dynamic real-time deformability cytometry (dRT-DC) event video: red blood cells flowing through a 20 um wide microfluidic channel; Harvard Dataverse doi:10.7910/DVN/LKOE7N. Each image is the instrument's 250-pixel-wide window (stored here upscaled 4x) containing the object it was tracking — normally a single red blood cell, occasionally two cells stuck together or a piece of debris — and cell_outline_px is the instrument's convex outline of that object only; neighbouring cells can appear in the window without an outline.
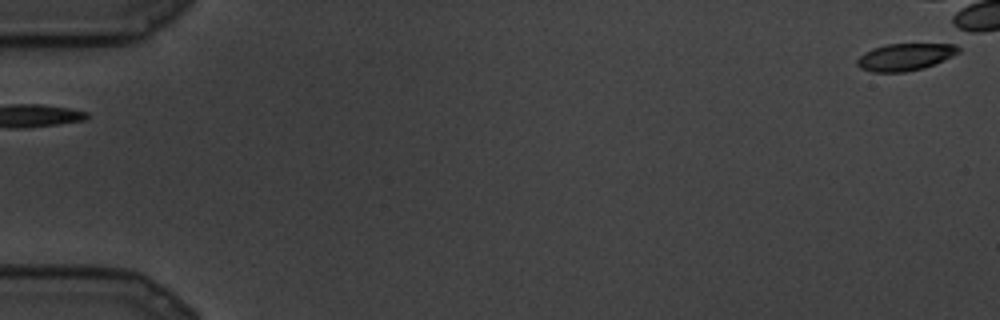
{"species": "common noctule bat (a hibernating species)", "species_latin": "Nyctalus noctula", "temperature_condition": "cold", "stored_images_in_passage": 1, "camera_frame_rate_fps": 3000, "um_per_image_px": 0.085, "animal": {"sex": "male", "body_mass_g": 19.5, "forearm_length_mm": 54.6}, "frame": {"image": 1, "passage_image": 1, "time_ms": 0.0, "image_size_px": [1000, 320], "cell_outline_px": [[960, 52], [952, 56], [924, 68], [904, 72], [872, 72], [860, 68], [856, 64], [856, 60], [864, 52], [872, 48], [888, 44], [952, 40], [956, 40], [960, 48]], "centroid_in_image_um": [77.07, 4.76], "position_along_channel_um": 7.9, "area_um2": 17.11}}